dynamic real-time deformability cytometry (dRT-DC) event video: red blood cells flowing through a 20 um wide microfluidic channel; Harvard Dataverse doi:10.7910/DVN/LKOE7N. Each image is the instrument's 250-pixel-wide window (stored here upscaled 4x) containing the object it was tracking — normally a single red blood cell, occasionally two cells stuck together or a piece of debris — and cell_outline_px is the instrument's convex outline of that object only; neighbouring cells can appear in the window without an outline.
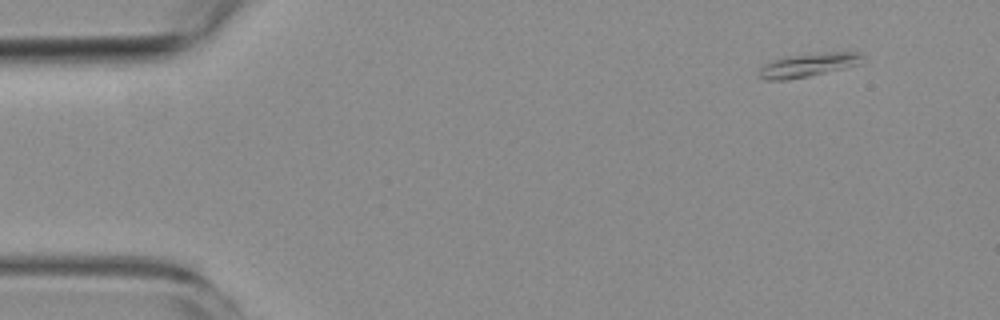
{"species": "common noctule bat (a hibernating species)", "species_latin": "Nyctalus noctula", "temperature_condition": "room temperature", "stored_images_in_passage": 4, "camera_frame_rate_fps": 3000, "um_per_image_px": 0.085, "animal": {"sex": "female", "body_mass_g": 19.3, "forearm_length_mm": 54.1}, "frame": {"image": 1, "passage_image": 1, "time_ms": 0.0, "image_size_px": [1000, 320], "cell_outline_px": [[864, 56], [856, 64], [844, 68], [808, 76], [784, 80], [764, 80], [760, 76], [760, 68], [764, 64], [772, 60], [784, 56], [820, 52], [860, 52]], "centroid_in_image_um": [68.65, 5.51], "position_along_channel_um": 16.3, "area_um2": 14.1}}
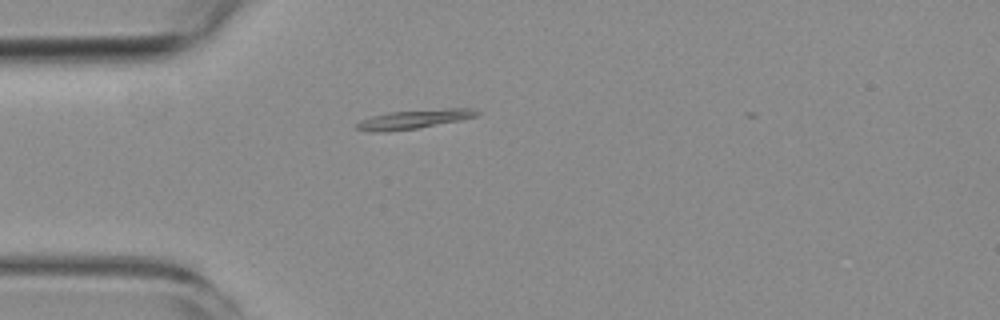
{"frame": {"image": 2, "passage_image": 4, "time_ms": 3.333, "image_size_px": [1000, 320], "cell_outline_px": [[480, 112], [476, 116], [460, 120], [416, 128], [384, 132], [372, 132], [356, 128], [356, 124], [372, 116], [388, 112], [448, 108], [472, 108]], "centroid_in_image_um": [35.21, 10.12], "position_along_channel_um": 49.8, "area_um2": 13.06}}